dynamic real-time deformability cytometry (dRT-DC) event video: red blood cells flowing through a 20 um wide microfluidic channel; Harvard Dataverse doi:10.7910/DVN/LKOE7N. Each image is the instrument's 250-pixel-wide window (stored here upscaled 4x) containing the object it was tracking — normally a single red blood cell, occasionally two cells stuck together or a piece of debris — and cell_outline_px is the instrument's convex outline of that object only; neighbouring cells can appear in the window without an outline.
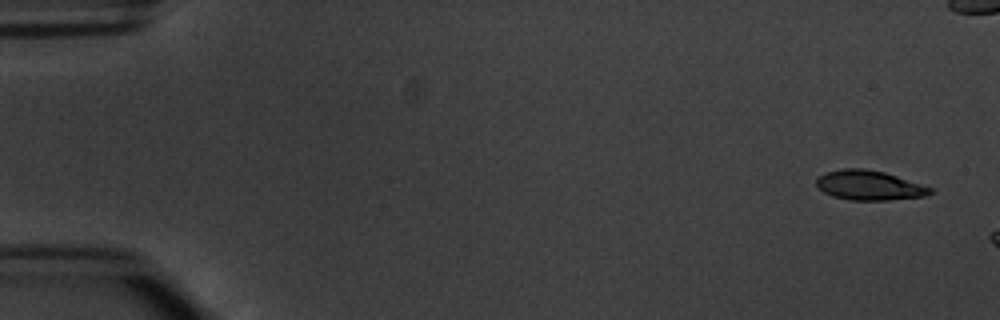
{"species": "common noctule bat (a hibernating species)", "species_latin": "Nyctalus noctula", "temperature_condition": "warm", "stored_images_in_passage": 3, "camera_frame_rate_fps": 3000, "um_per_image_px": 0.085, "animal": {"sex": "male", "body_mass_g": 20.1, "forearm_length_mm": 53.5}, "frame": {"image": 1, "passage_image": 1, "time_ms": 0.0, "image_size_px": [1000, 320], "cell_outline_px": [[932, 192], [924, 196], [888, 200], [852, 200], [832, 196], [824, 192], [816, 184], [816, 180], [820, 176], [828, 172], [844, 168], [864, 168], [884, 172], [932, 188]], "centroid_in_image_um": [73.87, 15.75], "position_along_channel_um": 11.1, "area_um2": 19.31}}